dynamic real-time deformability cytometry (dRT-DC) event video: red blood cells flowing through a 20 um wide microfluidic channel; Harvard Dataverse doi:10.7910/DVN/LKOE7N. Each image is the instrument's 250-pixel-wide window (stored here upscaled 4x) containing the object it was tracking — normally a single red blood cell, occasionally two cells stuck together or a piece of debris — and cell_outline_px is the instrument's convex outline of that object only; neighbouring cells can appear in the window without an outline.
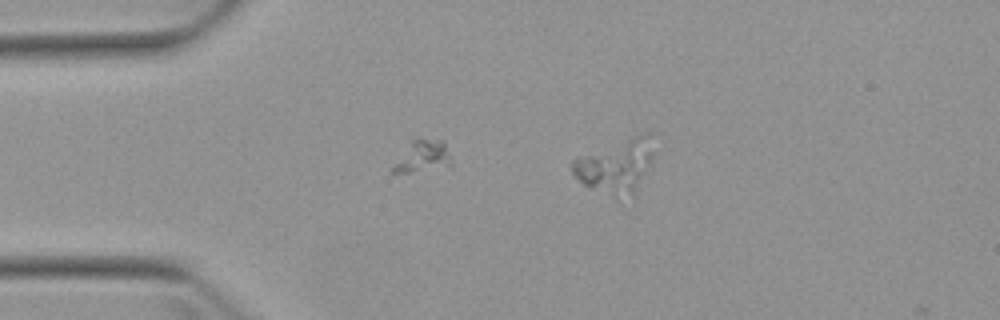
{"species": "Egyptian fruit bat (a non-hibernating species)", "species_latin": "Rousettus aegyptiacus", "temperature_condition": "warm", "stored_images_in_passage": 2, "camera_frame_rate_fps": 3000, "um_per_image_px": 0.085, "animal": {"sex": "female"}, "frame": {"image": 1, "passage_image": 2, "time_ms": 1.333, "image_size_px": [1000, 320], "cell_outline_px": [[652, 160], [632, 196], [620, 204], [588, 188], [572, 172], [572, 160], [576, 156], [636, 136], [644, 136], [652, 152]], "centroid_in_image_um": [52.24, 14.29], "position_along_channel_um": 32.8, "area_um2": 25.14}}